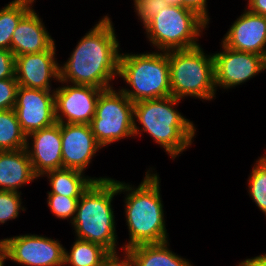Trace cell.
I'll return each instance as SVG.
<instances>
[{"label":"cell","mask_w":266,"mask_h":266,"mask_svg":"<svg viewBox=\"0 0 266 266\" xmlns=\"http://www.w3.org/2000/svg\"><path fill=\"white\" fill-rule=\"evenodd\" d=\"M111 19L103 16L82 36L68 60L59 65L60 81L103 90L113 87L121 52Z\"/></svg>","instance_id":"6da1fadb"},{"label":"cell","mask_w":266,"mask_h":266,"mask_svg":"<svg viewBox=\"0 0 266 266\" xmlns=\"http://www.w3.org/2000/svg\"><path fill=\"white\" fill-rule=\"evenodd\" d=\"M160 180L158 173L150 168L145 172L143 181L136 187L117 180L118 194H125L124 216L129 232V239L122 249L119 248L120 252L138 245L170 240L165 225Z\"/></svg>","instance_id":"7a4b0ae2"},{"label":"cell","mask_w":266,"mask_h":266,"mask_svg":"<svg viewBox=\"0 0 266 266\" xmlns=\"http://www.w3.org/2000/svg\"><path fill=\"white\" fill-rule=\"evenodd\" d=\"M179 103L173 96L134 103V137L146 132L172 160L191 147L197 131L193 121L176 109Z\"/></svg>","instance_id":"3957f363"},{"label":"cell","mask_w":266,"mask_h":266,"mask_svg":"<svg viewBox=\"0 0 266 266\" xmlns=\"http://www.w3.org/2000/svg\"><path fill=\"white\" fill-rule=\"evenodd\" d=\"M119 195L117 180L94 181L81 195L71 227L77 239L96 243L109 253L117 251L113 199Z\"/></svg>","instance_id":"277c9868"},{"label":"cell","mask_w":266,"mask_h":266,"mask_svg":"<svg viewBox=\"0 0 266 266\" xmlns=\"http://www.w3.org/2000/svg\"><path fill=\"white\" fill-rule=\"evenodd\" d=\"M118 77L126 83L120 90L133 103L172 96L167 51L120 53Z\"/></svg>","instance_id":"5b68a950"},{"label":"cell","mask_w":266,"mask_h":266,"mask_svg":"<svg viewBox=\"0 0 266 266\" xmlns=\"http://www.w3.org/2000/svg\"><path fill=\"white\" fill-rule=\"evenodd\" d=\"M171 94L183 100L194 97L202 101L216 98L214 58L201 45L180 50L167 51Z\"/></svg>","instance_id":"8992f818"},{"label":"cell","mask_w":266,"mask_h":266,"mask_svg":"<svg viewBox=\"0 0 266 266\" xmlns=\"http://www.w3.org/2000/svg\"><path fill=\"white\" fill-rule=\"evenodd\" d=\"M208 25L195 11L181 5H168L157 12L143 28L152 48L170 51L199 46V37Z\"/></svg>","instance_id":"52a82bcc"},{"label":"cell","mask_w":266,"mask_h":266,"mask_svg":"<svg viewBox=\"0 0 266 266\" xmlns=\"http://www.w3.org/2000/svg\"><path fill=\"white\" fill-rule=\"evenodd\" d=\"M134 103L120 90H103L97 100L90 127L97 142L108 147L125 138H134Z\"/></svg>","instance_id":"ba28073f"},{"label":"cell","mask_w":266,"mask_h":266,"mask_svg":"<svg viewBox=\"0 0 266 266\" xmlns=\"http://www.w3.org/2000/svg\"><path fill=\"white\" fill-rule=\"evenodd\" d=\"M4 240L6 261L23 266H64L65 247L58 239L30 233Z\"/></svg>","instance_id":"9c48e42d"},{"label":"cell","mask_w":266,"mask_h":266,"mask_svg":"<svg viewBox=\"0 0 266 266\" xmlns=\"http://www.w3.org/2000/svg\"><path fill=\"white\" fill-rule=\"evenodd\" d=\"M221 52L213 54L216 89H231L242 85L266 70V59L254 53L226 47L221 42Z\"/></svg>","instance_id":"30bf717a"},{"label":"cell","mask_w":266,"mask_h":266,"mask_svg":"<svg viewBox=\"0 0 266 266\" xmlns=\"http://www.w3.org/2000/svg\"><path fill=\"white\" fill-rule=\"evenodd\" d=\"M54 90L55 117L58 123L90 124L95 116L99 89L89 85H75L60 81ZM65 85V86H64Z\"/></svg>","instance_id":"8fae6325"},{"label":"cell","mask_w":266,"mask_h":266,"mask_svg":"<svg viewBox=\"0 0 266 266\" xmlns=\"http://www.w3.org/2000/svg\"><path fill=\"white\" fill-rule=\"evenodd\" d=\"M14 110L22 131L30 134L55 124L54 90L26 88L18 85Z\"/></svg>","instance_id":"7c38bea8"},{"label":"cell","mask_w":266,"mask_h":266,"mask_svg":"<svg viewBox=\"0 0 266 266\" xmlns=\"http://www.w3.org/2000/svg\"><path fill=\"white\" fill-rule=\"evenodd\" d=\"M56 44L40 53L15 56V77L18 85L26 88L52 89V80L60 82V68L56 57Z\"/></svg>","instance_id":"4fadbf2b"},{"label":"cell","mask_w":266,"mask_h":266,"mask_svg":"<svg viewBox=\"0 0 266 266\" xmlns=\"http://www.w3.org/2000/svg\"><path fill=\"white\" fill-rule=\"evenodd\" d=\"M61 149L63 168L84 172L103 147L97 142L90 124L61 123Z\"/></svg>","instance_id":"5bb4252c"},{"label":"cell","mask_w":266,"mask_h":266,"mask_svg":"<svg viewBox=\"0 0 266 266\" xmlns=\"http://www.w3.org/2000/svg\"><path fill=\"white\" fill-rule=\"evenodd\" d=\"M26 140L29 159L39 178L48 171L63 168L61 123L56 122L52 126L33 131L27 135Z\"/></svg>","instance_id":"9a60e30c"},{"label":"cell","mask_w":266,"mask_h":266,"mask_svg":"<svg viewBox=\"0 0 266 266\" xmlns=\"http://www.w3.org/2000/svg\"><path fill=\"white\" fill-rule=\"evenodd\" d=\"M244 12L232 23L221 42L233 50L254 53L266 59V17Z\"/></svg>","instance_id":"2e32d148"},{"label":"cell","mask_w":266,"mask_h":266,"mask_svg":"<svg viewBox=\"0 0 266 266\" xmlns=\"http://www.w3.org/2000/svg\"><path fill=\"white\" fill-rule=\"evenodd\" d=\"M54 40L39 14L32 8L13 32L11 52L14 56L40 53L48 50L55 43Z\"/></svg>","instance_id":"e0dca14e"},{"label":"cell","mask_w":266,"mask_h":266,"mask_svg":"<svg viewBox=\"0 0 266 266\" xmlns=\"http://www.w3.org/2000/svg\"><path fill=\"white\" fill-rule=\"evenodd\" d=\"M39 179L26 148L0 151V190L19 193V188Z\"/></svg>","instance_id":"ac0fdd59"},{"label":"cell","mask_w":266,"mask_h":266,"mask_svg":"<svg viewBox=\"0 0 266 266\" xmlns=\"http://www.w3.org/2000/svg\"><path fill=\"white\" fill-rule=\"evenodd\" d=\"M85 172L61 168L44 173L41 177L48 178L51 190L47 194H58L65 197L80 198L94 181H103L111 177H89Z\"/></svg>","instance_id":"d6986e66"},{"label":"cell","mask_w":266,"mask_h":266,"mask_svg":"<svg viewBox=\"0 0 266 266\" xmlns=\"http://www.w3.org/2000/svg\"><path fill=\"white\" fill-rule=\"evenodd\" d=\"M168 242L138 245L127 251L134 266H193L190 260L171 251Z\"/></svg>","instance_id":"ffe728a7"},{"label":"cell","mask_w":266,"mask_h":266,"mask_svg":"<svg viewBox=\"0 0 266 266\" xmlns=\"http://www.w3.org/2000/svg\"><path fill=\"white\" fill-rule=\"evenodd\" d=\"M32 7L31 2L13 0L0 9V49L11 51L13 32Z\"/></svg>","instance_id":"44dd1931"},{"label":"cell","mask_w":266,"mask_h":266,"mask_svg":"<svg viewBox=\"0 0 266 266\" xmlns=\"http://www.w3.org/2000/svg\"><path fill=\"white\" fill-rule=\"evenodd\" d=\"M108 254L101 245L76 238L70 251L65 248L64 266H100Z\"/></svg>","instance_id":"7402d4cb"},{"label":"cell","mask_w":266,"mask_h":266,"mask_svg":"<svg viewBox=\"0 0 266 266\" xmlns=\"http://www.w3.org/2000/svg\"><path fill=\"white\" fill-rule=\"evenodd\" d=\"M26 138L14 108L0 111V151L26 148Z\"/></svg>","instance_id":"603a6c76"},{"label":"cell","mask_w":266,"mask_h":266,"mask_svg":"<svg viewBox=\"0 0 266 266\" xmlns=\"http://www.w3.org/2000/svg\"><path fill=\"white\" fill-rule=\"evenodd\" d=\"M255 162L247 180L248 193L266 217V154Z\"/></svg>","instance_id":"cb8c5ba5"},{"label":"cell","mask_w":266,"mask_h":266,"mask_svg":"<svg viewBox=\"0 0 266 266\" xmlns=\"http://www.w3.org/2000/svg\"><path fill=\"white\" fill-rule=\"evenodd\" d=\"M79 198L65 197L58 194L47 195V206L50 207L51 213L59 219H70V223L73 222L76 214Z\"/></svg>","instance_id":"d4e9b609"},{"label":"cell","mask_w":266,"mask_h":266,"mask_svg":"<svg viewBox=\"0 0 266 266\" xmlns=\"http://www.w3.org/2000/svg\"><path fill=\"white\" fill-rule=\"evenodd\" d=\"M21 191H4L0 190V224H5L9 220L18 218L20 211H26L22 206Z\"/></svg>","instance_id":"484cf974"},{"label":"cell","mask_w":266,"mask_h":266,"mask_svg":"<svg viewBox=\"0 0 266 266\" xmlns=\"http://www.w3.org/2000/svg\"><path fill=\"white\" fill-rule=\"evenodd\" d=\"M134 12L138 16V20L145 25L157 12L169 4L164 0H133Z\"/></svg>","instance_id":"4316f807"},{"label":"cell","mask_w":266,"mask_h":266,"mask_svg":"<svg viewBox=\"0 0 266 266\" xmlns=\"http://www.w3.org/2000/svg\"><path fill=\"white\" fill-rule=\"evenodd\" d=\"M17 88L16 77L0 80V111L15 107Z\"/></svg>","instance_id":"83f0119b"},{"label":"cell","mask_w":266,"mask_h":266,"mask_svg":"<svg viewBox=\"0 0 266 266\" xmlns=\"http://www.w3.org/2000/svg\"><path fill=\"white\" fill-rule=\"evenodd\" d=\"M15 77V56L10 50L0 49V80Z\"/></svg>","instance_id":"f1b7e54d"},{"label":"cell","mask_w":266,"mask_h":266,"mask_svg":"<svg viewBox=\"0 0 266 266\" xmlns=\"http://www.w3.org/2000/svg\"><path fill=\"white\" fill-rule=\"evenodd\" d=\"M123 255H119L118 252L109 253L102 261L100 266H134L131 255L127 250L122 252ZM120 256H123L120 257ZM122 258V260H121Z\"/></svg>","instance_id":"f546056e"},{"label":"cell","mask_w":266,"mask_h":266,"mask_svg":"<svg viewBox=\"0 0 266 266\" xmlns=\"http://www.w3.org/2000/svg\"><path fill=\"white\" fill-rule=\"evenodd\" d=\"M181 6L195 11L208 24H210V17L207 11V0H181Z\"/></svg>","instance_id":"4dcf8cb0"},{"label":"cell","mask_w":266,"mask_h":266,"mask_svg":"<svg viewBox=\"0 0 266 266\" xmlns=\"http://www.w3.org/2000/svg\"><path fill=\"white\" fill-rule=\"evenodd\" d=\"M246 7L250 12L266 17V0H247Z\"/></svg>","instance_id":"1f68e13d"},{"label":"cell","mask_w":266,"mask_h":266,"mask_svg":"<svg viewBox=\"0 0 266 266\" xmlns=\"http://www.w3.org/2000/svg\"><path fill=\"white\" fill-rule=\"evenodd\" d=\"M238 266H266V254L244 259L238 263Z\"/></svg>","instance_id":"d6a6232c"},{"label":"cell","mask_w":266,"mask_h":266,"mask_svg":"<svg viewBox=\"0 0 266 266\" xmlns=\"http://www.w3.org/2000/svg\"><path fill=\"white\" fill-rule=\"evenodd\" d=\"M5 261H6V257H5V240L4 239H0V266H5Z\"/></svg>","instance_id":"836d02e7"},{"label":"cell","mask_w":266,"mask_h":266,"mask_svg":"<svg viewBox=\"0 0 266 266\" xmlns=\"http://www.w3.org/2000/svg\"><path fill=\"white\" fill-rule=\"evenodd\" d=\"M169 5H181V0H164Z\"/></svg>","instance_id":"e575fe53"},{"label":"cell","mask_w":266,"mask_h":266,"mask_svg":"<svg viewBox=\"0 0 266 266\" xmlns=\"http://www.w3.org/2000/svg\"><path fill=\"white\" fill-rule=\"evenodd\" d=\"M22 1H28V2H31V3L36 2V0H22Z\"/></svg>","instance_id":"d590c367"}]
</instances>
